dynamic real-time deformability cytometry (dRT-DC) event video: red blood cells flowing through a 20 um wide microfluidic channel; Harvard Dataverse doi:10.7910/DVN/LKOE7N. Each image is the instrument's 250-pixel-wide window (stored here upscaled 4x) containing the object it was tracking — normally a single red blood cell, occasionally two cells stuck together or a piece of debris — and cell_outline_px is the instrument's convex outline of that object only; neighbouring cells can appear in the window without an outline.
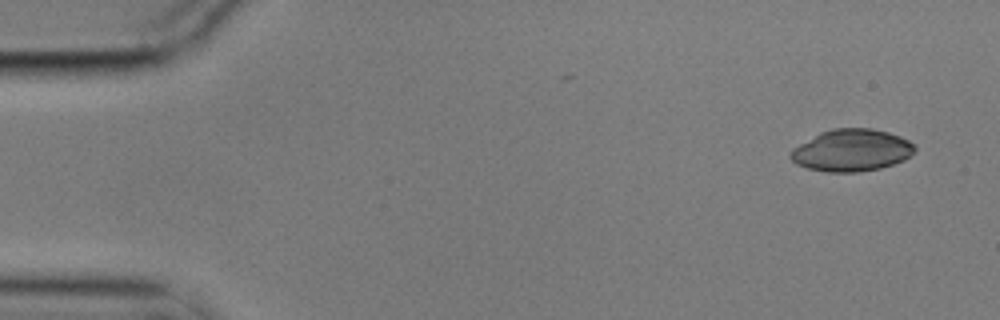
{"species": "common noctule bat (a hibernating species)", "species_latin": "Nyctalus noctula", "temperature_condition": "cold", "stored_images_in_passage": 4, "camera_frame_rate_fps": 3000, "um_per_image_px": 0.085, "animal": {"sex": "male", "body_mass_g": 17.9}, "frame": {"image": 1, "passage_image": 1, "time_ms": 0.0, "image_size_px": [1000, 320], "cell_outline_px": [[916, 148], [904, 160], [880, 168], [860, 172], [828, 172], [808, 168], [796, 164], [788, 156], [792, 148], [820, 132], [832, 128], [872, 128], [888, 132], [900, 136], [908, 140]], "centroid_in_image_um": [72.35, 12.77], "position_along_channel_um": 12.7, "area_um2": 30.4}}
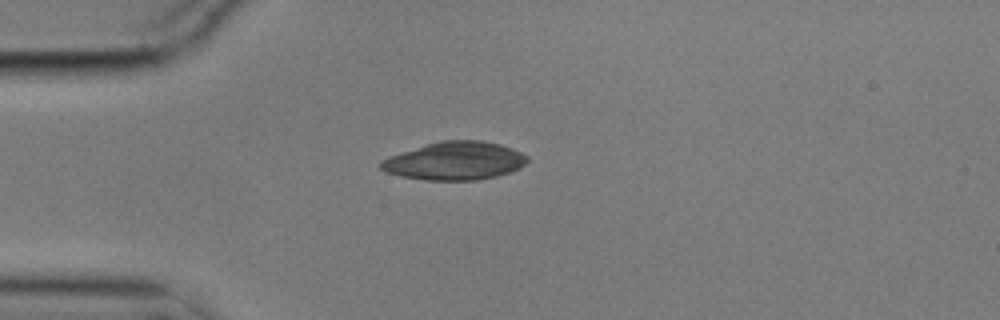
{"frame": {"image": 2, "passage_image": 4, "time_ms": 1.0, "image_size_px": [1000, 320], "cell_outline_px": [[528, 160], [520, 168], [496, 176], [476, 180], [424, 180], [400, 176], [384, 172], [380, 168], [380, 160], [388, 156], [440, 140], [480, 140], [500, 144], [512, 148], [528, 156]], "centroid_in_image_um": [38.63, 13.67], "position_along_channel_um": 46.4, "area_um2": 32.6}}